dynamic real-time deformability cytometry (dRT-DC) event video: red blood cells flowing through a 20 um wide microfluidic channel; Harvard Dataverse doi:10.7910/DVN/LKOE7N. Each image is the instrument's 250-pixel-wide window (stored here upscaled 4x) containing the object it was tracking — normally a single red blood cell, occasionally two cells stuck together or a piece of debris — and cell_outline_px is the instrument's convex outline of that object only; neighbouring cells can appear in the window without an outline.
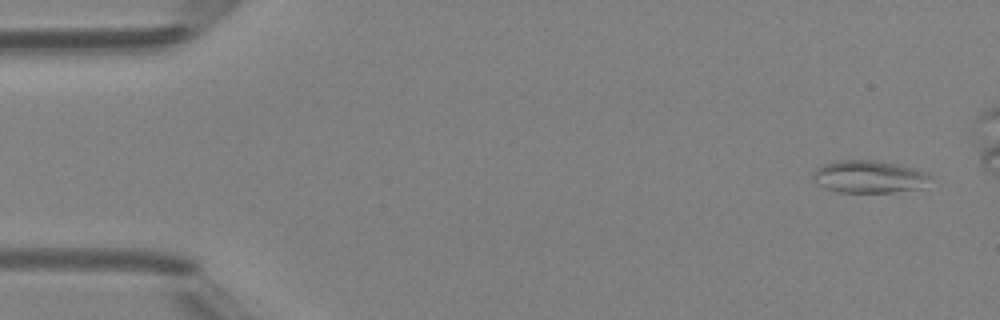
{"species": "Egyptian fruit bat (a non-hibernating species)", "species_latin": "Rousettus aegyptiacus", "temperature_condition": "room temperature", "stored_images_in_passage": 5, "camera_frame_rate_fps": 3000, "um_per_image_px": 0.085, "animal": {"sex": "female"}, "frame": {"image": 1, "passage_image": 1, "time_ms": 0.0, "image_size_px": [1000, 320], "cell_outline_px": [[932, 176], [920, 188], [892, 192], [840, 192], [824, 188], [816, 184], [812, 180], [812, 172], [816, 168], [824, 164], [836, 160], [880, 160], [916, 168], [928, 172]], "centroid_in_image_um": [73.83, 15.0], "position_along_channel_um": 11.2, "area_um2": 22.48}}